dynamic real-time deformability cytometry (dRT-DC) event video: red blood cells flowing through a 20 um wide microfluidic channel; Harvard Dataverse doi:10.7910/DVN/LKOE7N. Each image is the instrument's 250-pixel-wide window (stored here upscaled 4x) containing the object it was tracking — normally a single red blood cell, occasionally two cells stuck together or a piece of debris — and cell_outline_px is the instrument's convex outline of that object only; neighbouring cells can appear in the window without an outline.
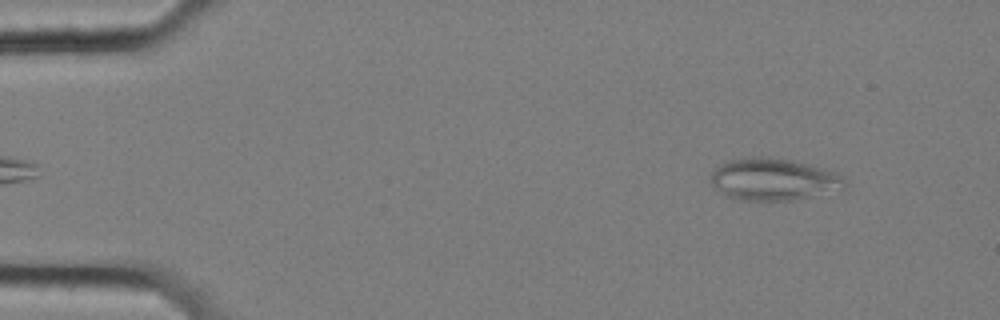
{"species": "common noctule bat (a hibernating species)", "species_latin": "Nyctalus noctula", "temperature_condition": "cold", "stored_images_in_passage": 54, "camera_frame_rate_fps": 3000, "um_per_image_px": 0.085, "animal": {"sex": "female", "body_mass_g": 25.1}, "frame": {"image": 1, "passage_image": 3, "time_ms": 0.667, "image_size_px": [1000, 320], "cell_outline_px": [[848, 184], [844, 188], [812, 196], [792, 200], [740, 200], [724, 196], [712, 184], [712, 168], [724, 160], [748, 156], [768, 156], [808, 164], [840, 172], [848, 180]], "centroid_in_image_um": [65.74, 15.22], "position_along_channel_um": 19.3, "area_um2": 33.47}}
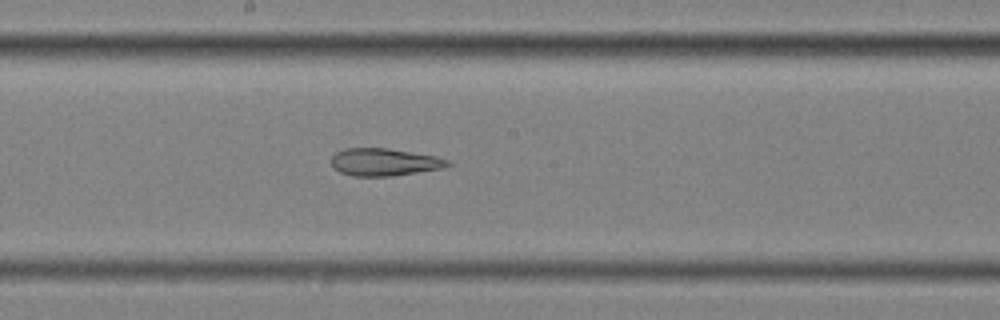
{"frame": {"image": 2, "passage_image": 28, "time_ms": 9.0, "image_size_px": [1000, 320], "cell_outline_px": [[452, 164], [444, 168], [392, 176], [352, 176], [340, 172], [332, 168], [332, 156], [336, 152], [344, 148], [388, 148], [436, 156], [448, 160]], "centroid_in_image_um": [32.66, 13.78], "position_along_channel_um": 215.5, "area_um2": 18.73}}
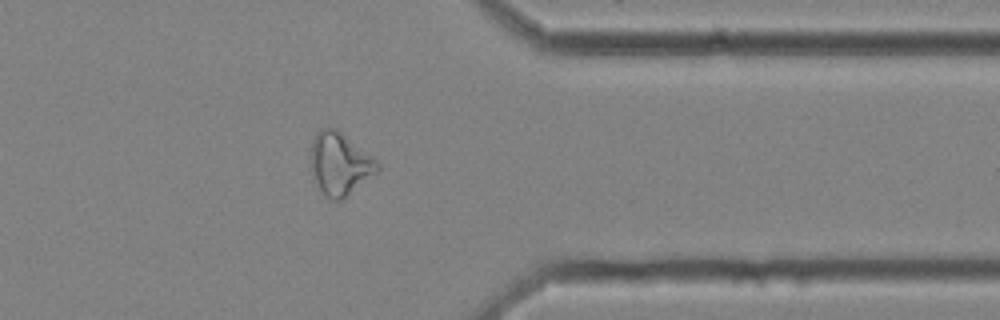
{"frame": {"image": 3, "passage_image": 43, "time_ms": 14.0, "image_size_px": [1000, 320], "cell_outline_px": [[380, 172], [340, 200], [332, 200], [316, 184], [312, 172], [312, 140], [316, 132], [320, 128], [336, 128], [376, 156], [380, 164]], "centroid_in_image_um": [28.96, 13.88], "position_along_channel_um": 382.4, "area_um2": 24.51}, "authors_computed_cell_mechanics": {"area_um2": 24.9407, "velocity_mm_per_s": 3.5052, "shape_relaxation_time_tau1_ms": null, "shape_relaxation_time_tau2_ms": 4.0853, "deformation_change_tau1": null, "deformation_change_tau2": 0.1377}}